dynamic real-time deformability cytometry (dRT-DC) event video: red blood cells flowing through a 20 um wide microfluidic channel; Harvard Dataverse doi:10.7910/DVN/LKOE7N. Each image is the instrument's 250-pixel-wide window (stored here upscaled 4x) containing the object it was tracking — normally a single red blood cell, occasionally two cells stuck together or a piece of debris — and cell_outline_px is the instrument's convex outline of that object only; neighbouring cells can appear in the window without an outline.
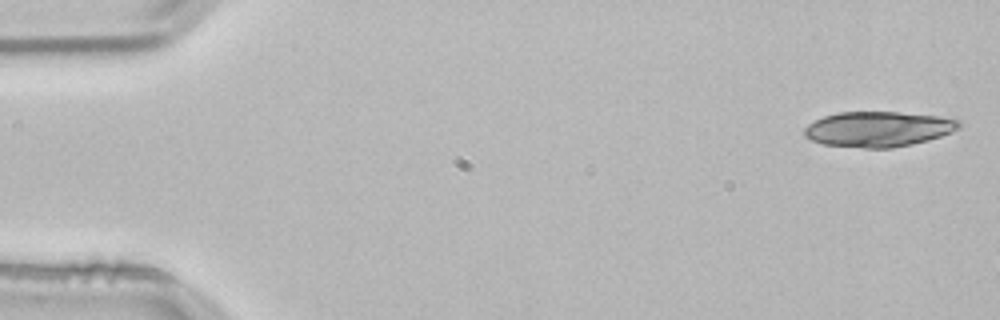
{"species": "common noctule bat (a hibernating species)", "species_latin": "Nyctalus noctula", "temperature_condition": "room temperature", "stored_images_in_passage": 10, "camera_frame_rate_fps": 3000, "um_per_image_px": 0.085, "animal": {"sex": "male", "body_mass_g": 21.5, "forearm_length_mm": 52.0}, "frame": {"image": 1, "passage_image": 1, "time_ms": 0.0, "image_size_px": [1000, 320], "cell_outline_px": [[960, 128], [952, 132], [928, 140], [912, 144], [892, 148], [864, 148], [820, 144], [804, 136], [804, 128], [808, 124], [824, 116], [836, 112], [896, 112], [936, 116], [960, 120]], "centroid_in_image_um": [74.62, 10.98], "position_along_channel_um": 10.4, "area_um2": 31.79}}